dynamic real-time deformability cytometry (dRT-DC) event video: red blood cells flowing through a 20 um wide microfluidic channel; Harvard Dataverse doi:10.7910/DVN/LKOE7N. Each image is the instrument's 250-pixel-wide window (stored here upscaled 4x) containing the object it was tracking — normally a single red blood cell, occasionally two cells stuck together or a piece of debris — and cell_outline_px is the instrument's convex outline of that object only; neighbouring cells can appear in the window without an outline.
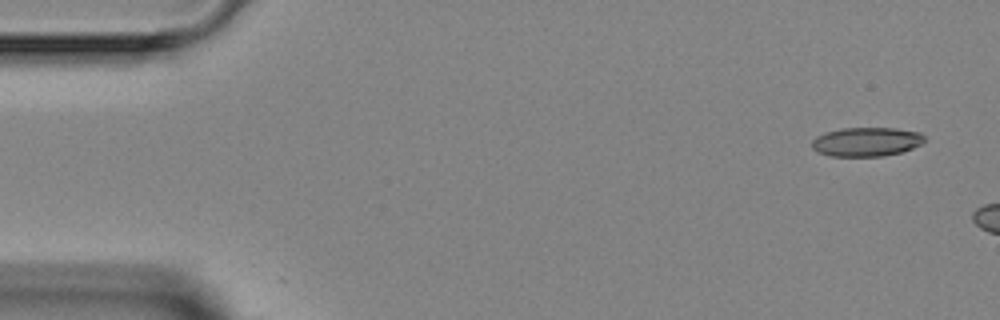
{"species": "Egyptian fruit bat (a non-hibernating species)", "species_latin": "Rousettus aegyptiacus", "temperature_condition": "room temperature", "stored_images_in_passage": 3, "camera_frame_rate_fps": 3000, "um_per_image_px": 0.085, "animal": {"sex": "female"}, "frame": {"image": 1, "passage_image": 1, "time_ms": 0.0, "image_size_px": [1000, 320], "cell_outline_px": [[924, 140], [920, 144], [912, 148], [900, 152], [884, 156], [832, 156], [816, 152], [812, 148], [812, 140], [816, 136], [824, 132], [840, 128], [896, 128], [920, 132], [924, 136]], "centroid_in_image_um": [73.61, 12.04], "position_along_channel_um": 11.4, "area_um2": 19.13}}